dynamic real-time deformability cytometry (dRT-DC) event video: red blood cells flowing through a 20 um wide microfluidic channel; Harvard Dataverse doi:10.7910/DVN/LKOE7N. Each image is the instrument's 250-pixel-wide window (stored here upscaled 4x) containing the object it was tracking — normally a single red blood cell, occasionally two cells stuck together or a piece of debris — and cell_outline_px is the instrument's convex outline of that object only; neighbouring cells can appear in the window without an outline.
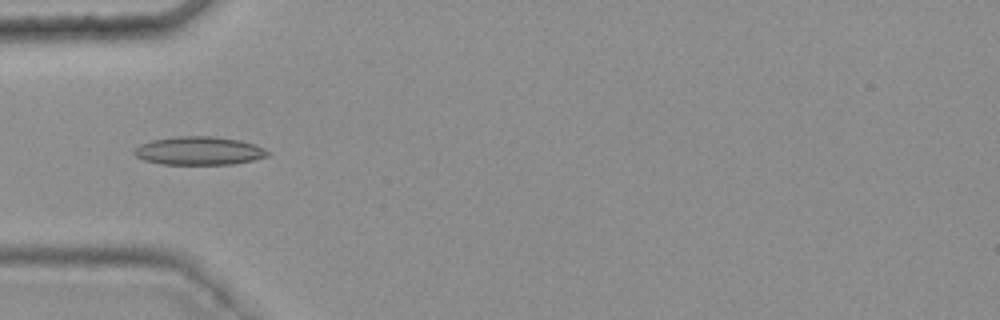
{"species": "common noctule bat (a hibernating species)", "species_latin": "Nyctalus noctula", "temperature_condition": "warm", "stored_images_in_passage": 47, "camera_frame_rate_fps": 3000, "um_per_image_px": 0.085, "animal": {"sex": "female", "body_mass_g": 25.1}, "frame": {"image": 1, "passage_image": 17, "time_ms": 5.333, "image_size_px": [1000, 320], "cell_outline_px": [[268, 156], [252, 160], [232, 164], [160, 164], [144, 160], [136, 156], [132, 152], [140, 144], [152, 140], [176, 136], [212, 136], [240, 140], [264, 148], [268, 152]], "centroid_in_image_um": [16.88, 12.81], "position_along_channel_um": 68.1, "area_um2": 21.91}}
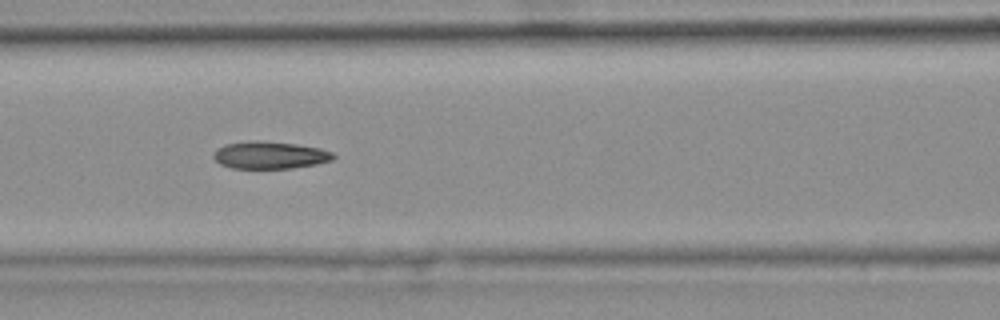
{"frame": {"image": 2, "passage_image": 23, "time_ms": 7.333, "image_size_px": [1000, 320], "cell_outline_px": [[336, 156], [332, 160], [316, 164], [292, 168], [232, 168], [220, 164], [212, 156], [212, 152], [216, 148], [224, 144], [256, 140], [260, 140], [296, 144], [320, 148], [332, 152]], "centroid_in_image_um": [22.91, 13.18], "position_along_channel_um": 143.7, "area_um2": 19.19}}
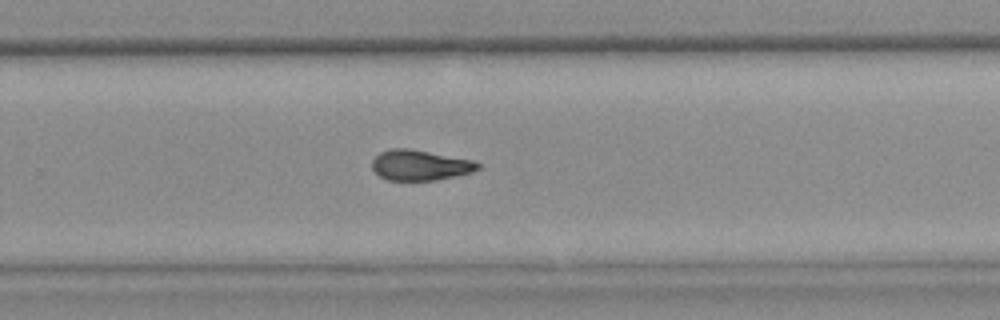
{"frame": {"image": 3, "passage_image": 35, "time_ms": 11.333, "image_size_px": [1000, 320], "cell_outline_px": [[480, 168], [472, 172], [456, 176], [436, 180], [388, 180], [380, 176], [372, 168], [372, 160], [380, 152], [388, 148], [408, 148], [472, 160], [480, 164]], "centroid_in_image_um": [35.69, 14.04], "position_along_channel_um": 294.1, "area_um2": 18.67}, "authors_computed_cell_mechanics": {"area_um2": 19.5364, "velocity_mm_per_s": 3.7695, "shape_relaxation_time_tau1_ms": null, "shape_relaxation_time_tau2_ms": 2.5046, "deformation_change_tau1": null, "deformation_change_tau2": 0.0979}}